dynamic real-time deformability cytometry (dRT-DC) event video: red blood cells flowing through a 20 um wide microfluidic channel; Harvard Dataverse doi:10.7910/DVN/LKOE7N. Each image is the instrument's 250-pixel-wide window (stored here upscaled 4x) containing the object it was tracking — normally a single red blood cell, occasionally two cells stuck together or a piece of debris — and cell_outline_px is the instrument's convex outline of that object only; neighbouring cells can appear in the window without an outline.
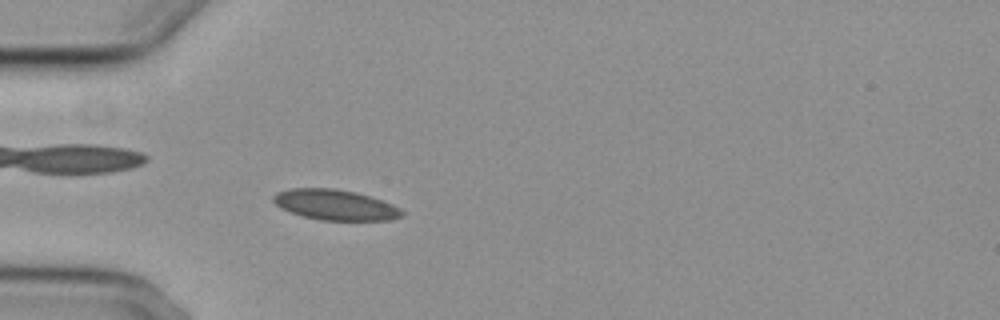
{"species": "common noctule bat (a hibernating species)", "species_latin": "Nyctalus noctula", "temperature_condition": "cold", "stored_images_in_passage": 5, "camera_frame_rate_fps": 3000, "um_per_image_px": 0.085, "animal": {"sex": "female", "body_mass_g": 29.2, "forearm_length_mm": 56.3}, "frame": {"image": 1, "passage_image": 5, "time_ms": 5.667, "image_size_px": [1000, 320], "cell_outline_px": [[404, 216], [392, 220], [320, 220], [300, 216], [280, 208], [272, 200], [272, 196], [276, 192], [288, 188], [336, 188], [356, 192], [392, 204], [400, 208], [404, 212]], "centroid_in_image_um": [28.46, 17.41], "position_along_channel_um": 56.5, "area_um2": 23.06}}